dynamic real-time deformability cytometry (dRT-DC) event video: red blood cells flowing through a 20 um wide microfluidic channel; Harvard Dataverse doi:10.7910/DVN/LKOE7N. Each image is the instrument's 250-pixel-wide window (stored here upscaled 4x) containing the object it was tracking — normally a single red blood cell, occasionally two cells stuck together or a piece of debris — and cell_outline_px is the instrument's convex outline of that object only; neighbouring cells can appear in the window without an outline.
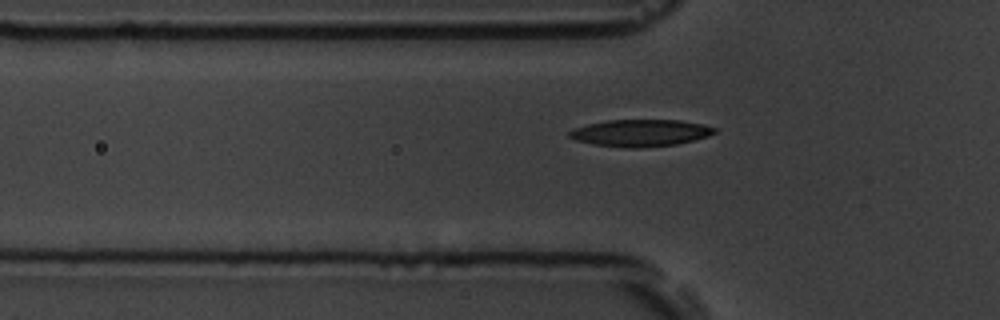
{"species": "common noctule bat (a hibernating species)", "species_latin": "Nyctalus noctula", "temperature_condition": "room temperature", "stored_images_in_passage": 41, "camera_frame_rate_fps": 3000, "um_per_image_px": 0.085, "animal": {"sex": "male", "body_mass_g": 19.5, "forearm_length_mm": 54.6}, "frame": {"image": 1, "passage_image": 11, "time_ms": 3.333, "image_size_px": [1000, 320], "cell_outline_px": [[716, 132], [708, 136], [676, 144], [640, 148], [624, 148], [592, 144], [576, 140], [568, 136], [568, 132], [576, 128], [588, 124], [608, 120], [680, 120], [704, 124], [716, 128]], "centroid_in_image_um": [54.44, 11.3], "position_along_channel_um": 71.4, "area_um2": 22.77}}
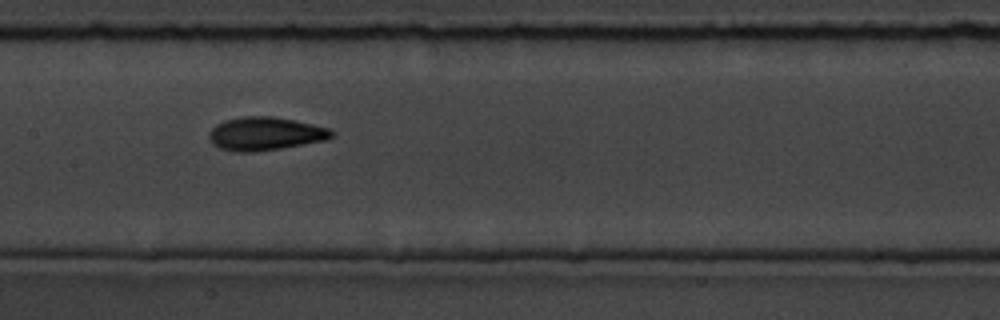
{"frame": {"image": 2, "passage_image": 20, "time_ms": 6.333, "image_size_px": [1000, 320], "cell_outline_px": [[336, 136], [328, 140], [280, 148], [252, 152], [236, 152], [220, 148], [212, 144], [208, 136], [208, 132], [216, 124], [224, 120], [244, 116], [272, 116], [312, 124], [328, 128], [336, 132]], "centroid_in_image_um": [22.55, 11.37], "position_along_channel_um": 184.8, "area_um2": 23.93}}
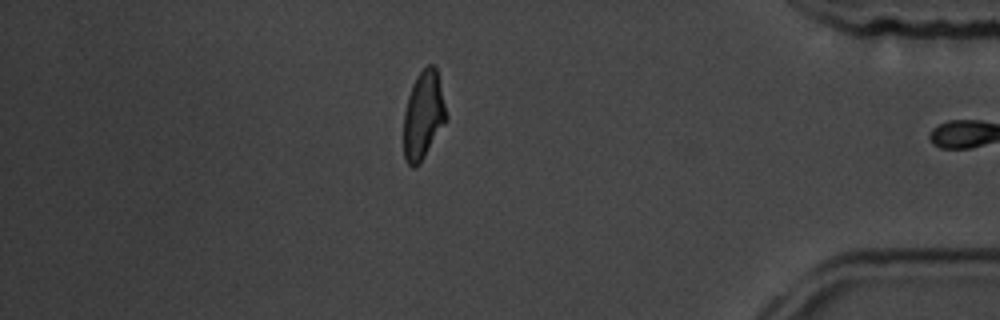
{"frame": {"image": 3, "passage_image": 40, "time_ms": 13.0, "image_size_px": [1000, 320], "cell_outline_px": [[448, 120], [420, 164], [412, 168], [404, 160], [404, 112], [408, 96], [412, 84], [416, 76], [428, 64], [432, 64], [436, 68], [448, 116]], "centroid_in_image_um": [35.99, 9.83], "position_along_channel_um": 399.2, "area_um2": 22.08}, "authors_computed_cell_mechanics": {"area_um2": 22.1374, "velocity_mm_per_s": 3.7709, "shape_relaxation_time_tau1_ms": 3.7884, "shape_relaxation_time_tau2_ms": 2.159, "deformation_change_tau1": 0.1475, "deformation_change_tau2": 0.074}}